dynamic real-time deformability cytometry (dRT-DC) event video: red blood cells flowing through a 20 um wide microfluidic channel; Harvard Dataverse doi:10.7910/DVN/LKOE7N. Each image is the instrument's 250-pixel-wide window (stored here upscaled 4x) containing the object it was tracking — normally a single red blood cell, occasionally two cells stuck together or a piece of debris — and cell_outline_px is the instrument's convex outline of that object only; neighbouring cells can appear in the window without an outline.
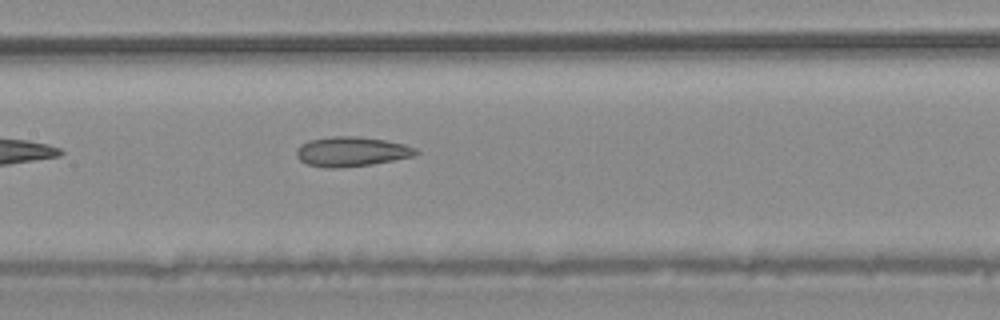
{"species": "common noctule bat (a hibernating species)", "species_latin": "Nyctalus noctula", "temperature_condition": "warm", "stored_images_in_passage": 6, "camera_frame_rate_fps": 3000, "um_per_image_px": 0.085, "animal": {"sex": "male", "body_mass_g": 20.4}, "frame": {"image": 1, "passage_image": 6, "time_ms": 1.667, "image_size_px": [1000, 320], "cell_outline_px": [[420, 152], [416, 156], [372, 164], [340, 168], [328, 168], [308, 164], [300, 160], [296, 156], [296, 148], [300, 144], [308, 140], [332, 136], [356, 136], [384, 140], [404, 144], [416, 148]], "centroid_in_image_um": [29.88, 12.88], "position_along_channel_um": 177.5, "area_um2": 20.81}}